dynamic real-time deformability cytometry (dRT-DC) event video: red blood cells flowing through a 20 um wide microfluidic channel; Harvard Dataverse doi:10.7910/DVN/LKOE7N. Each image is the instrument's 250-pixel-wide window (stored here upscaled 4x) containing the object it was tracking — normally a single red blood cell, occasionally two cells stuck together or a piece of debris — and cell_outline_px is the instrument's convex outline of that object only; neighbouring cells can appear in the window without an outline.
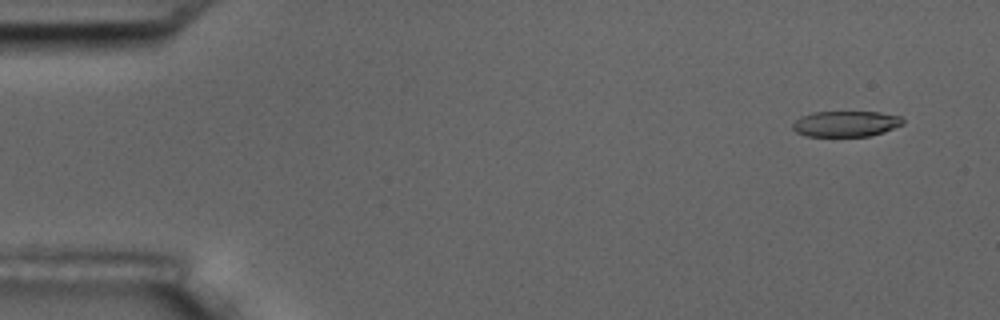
{"species": "common noctule bat (a hibernating species)", "species_latin": "Nyctalus noctula", "temperature_condition": "room temperature", "stored_images_in_passage": 5, "camera_frame_rate_fps": 3000, "um_per_image_px": 0.085, "animal": {"sex": "male", "body_mass_g": 17.5, "forearm_length_mm": 52.3}, "frame": {"image": 1, "passage_image": 1, "time_ms": 0.0, "image_size_px": [1000, 320], "cell_outline_px": [[904, 124], [884, 132], [868, 136], [808, 136], [796, 132], [792, 128], [792, 124], [800, 116], [812, 112], [880, 112], [900, 116], [904, 120]], "centroid_in_image_um": [71.9, 10.52], "position_along_channel_um": 13.1, "area_um2": 16.59}}
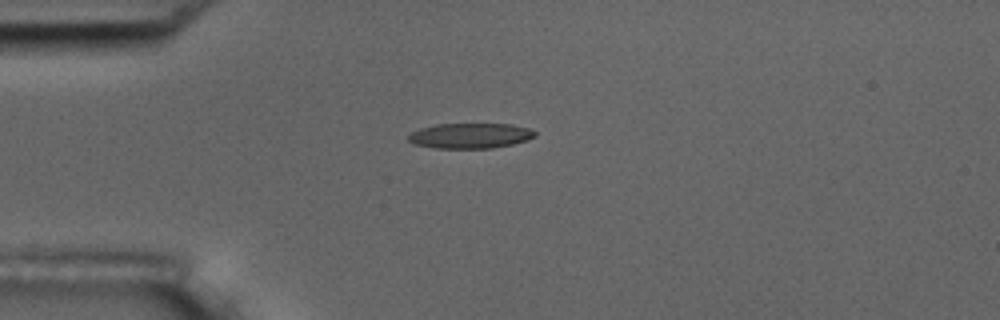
{"frame": {"image": 2, "passage_image": 4, "time_ms": 3.667, "image_size_px": [1000, 320], "cell_outline_px": [[536, 136], [528, 140], [512, 144], [492, 148], [436, 148], [416, 144], [408, 140], [408, 136], [412, 132], [420, 128], [436, 124], [512, 124], [528, 128], [536, 132]], "centroid_in_image_um": [39.99, 11.53], "position_along_channel_um": 45.0, "area_um2": 18.55}}